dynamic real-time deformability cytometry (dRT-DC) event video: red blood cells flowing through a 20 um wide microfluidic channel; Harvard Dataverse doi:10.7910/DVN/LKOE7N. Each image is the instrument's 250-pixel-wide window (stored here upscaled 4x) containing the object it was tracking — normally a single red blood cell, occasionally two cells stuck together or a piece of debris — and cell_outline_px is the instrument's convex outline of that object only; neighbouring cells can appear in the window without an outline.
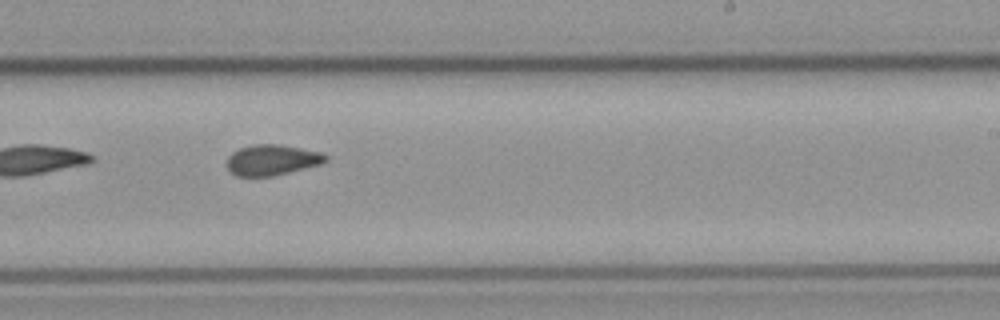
{"species": "common noctule bat (a hibernating species)", "species_latin": "Nyctalus noctula", "temperature_condition": "cold", "stored_images_in_passage": 10, "camera_frame_rate_fps": 3000, "um_per_image_px": 0.085, "animal": {"sex": "male", "body_mass_g": 23.1, "forearm_length_mm": 52.7}, "frame": {"image": 1, "passage_image": 9, "time_ms": 10.0, "image_size_px": [1000, 320], "cell_outline_px": [[328, 160], [320, 164], [272, 176], [236, 176], [228, 168], [228, 156], [232, 152], [240, 148], [252, 144], [276, 144], [300, 148], [320, 152], [328, 156]], "centroid_in_image_um": [23.11, 13.59], "position_along_channel_um": 265.9, "area_um2": 17.4}}
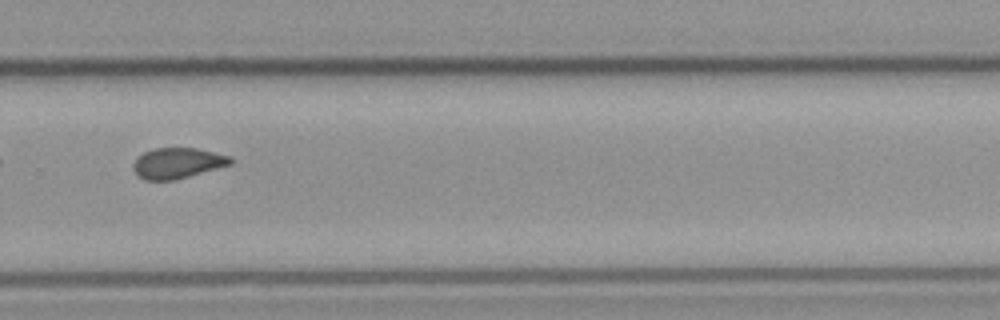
{"frame": {"image": 2, "passage_image": 10, "time_ms": 11.333, "image_size_px": [1000, 320], "cell_outline_px": [[232, 164], [176, 180], [144, 180], [136, 176], [132, 168], [132, 164], [144, 152], [156, 148], [196, 148], [232, 156]], "centroid_in_image_um": [15.08, 13.87], "position_along_channel_um": 314.7, "area_um2": 17.46}}